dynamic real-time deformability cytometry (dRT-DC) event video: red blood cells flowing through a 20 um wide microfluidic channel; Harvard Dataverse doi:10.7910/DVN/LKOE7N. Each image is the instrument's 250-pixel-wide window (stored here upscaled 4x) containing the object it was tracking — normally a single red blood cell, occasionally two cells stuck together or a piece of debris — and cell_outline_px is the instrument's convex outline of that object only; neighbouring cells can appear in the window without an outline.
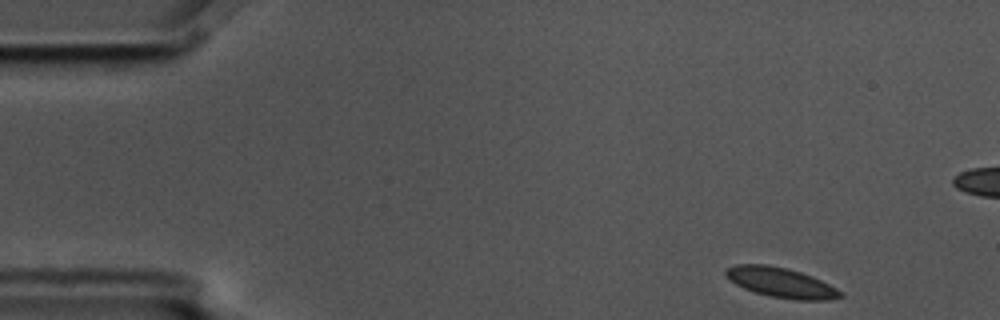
{"species": "common noctule bat (a hibernating species)", "species_latin": "Nyctalus noctula", "temperature_condition": "cold", "stored_images_in_passage": 5, "camera_frame_rate_fps": 3000, "um_per_image_px": 0.085, "animal": {"sex": "male", "body_mass_g": 17.5, "forearm_length_mm": 52.3}, "frame": {"image": 1, "passage_image": 1, "time_ms": 0.0, "image_size_px": [1000, 320], "cell_outline_px": [[844, 296], [828, 300], [796, 300], [768, 296], [744, 288], [736, 284], [724, 276], [724, 272], [728, 268], [736, 264], [768, 264], [788, 268], [812, 276], [836, 288]], "centroid_in_image_um": [66.36, 24.01], "position_along_channel_um": 18.6, "area_um2": 19.94}}